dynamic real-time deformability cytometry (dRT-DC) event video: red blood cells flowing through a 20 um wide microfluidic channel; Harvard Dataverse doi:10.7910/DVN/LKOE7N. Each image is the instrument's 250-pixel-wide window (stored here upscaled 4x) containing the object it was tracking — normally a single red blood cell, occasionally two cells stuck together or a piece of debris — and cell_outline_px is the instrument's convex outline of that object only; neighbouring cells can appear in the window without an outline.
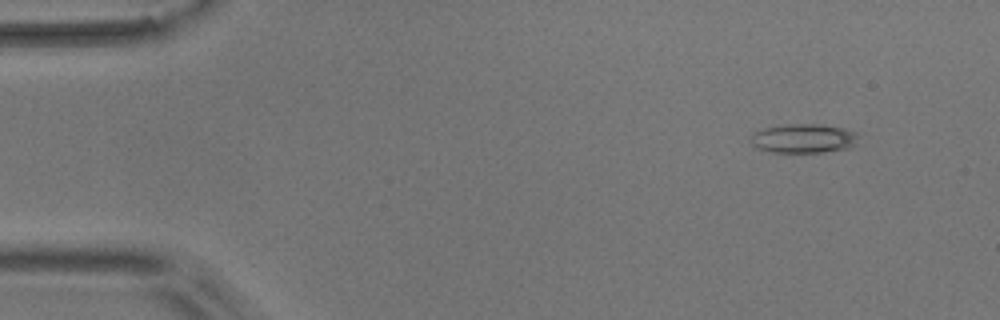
{"species": "common noctule bat (a hibernating species)", "species_latin": "Nyctalus noctula", "temperature_condition": "room temperature", "stored_images_in_passage": 5, "camera_frame_rate_fps": 3000, "um_per_image_px": 0.085, "animal": {"sex": "male", "body_mass_g": 17.9}, "frame": {"image": 1, "passage_image": 2, "time_ms": 1.333, "image_size_px": [1000, 320], "cell_outline_px": [[860, 136], [848, 148], [820, 152], [768, 152], [756, 148], [752, 144], [752, 132], [764, 128], [784, 124], [824, 124], [856, 132]], "centroid_in_image_um": [68.25, 11.76], "position_along_channel_um": 16.7, "area_um2": 18.21}}
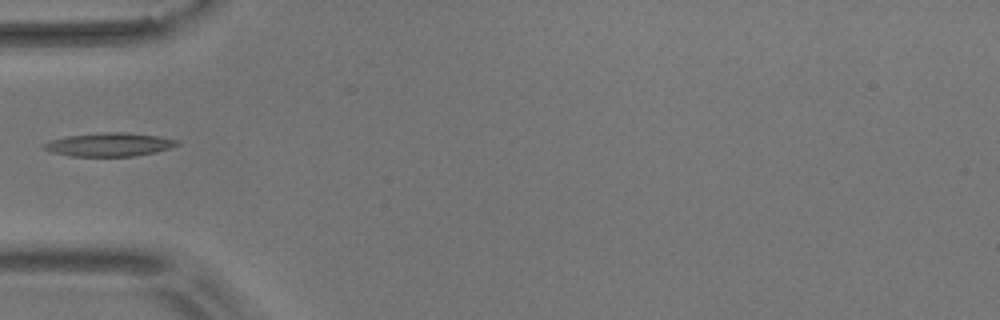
{"frame": {"image": 2, "passage_image": 5, "time_ms": 5.667, "image_size_px": [1000, 320], "cell_outline_px": [[180, 144], [156, 152], [132, 156], [68, 156], [48, 152], [40, 148], [44, 144], [52, 140], [68, 136], [104, 132], [124, 132], [160, 136], [176, 140]], "centroid_in_image_um": [9.24, 12.29], "position_along_channel_um": 75.8, "area_um2": 18.21}}